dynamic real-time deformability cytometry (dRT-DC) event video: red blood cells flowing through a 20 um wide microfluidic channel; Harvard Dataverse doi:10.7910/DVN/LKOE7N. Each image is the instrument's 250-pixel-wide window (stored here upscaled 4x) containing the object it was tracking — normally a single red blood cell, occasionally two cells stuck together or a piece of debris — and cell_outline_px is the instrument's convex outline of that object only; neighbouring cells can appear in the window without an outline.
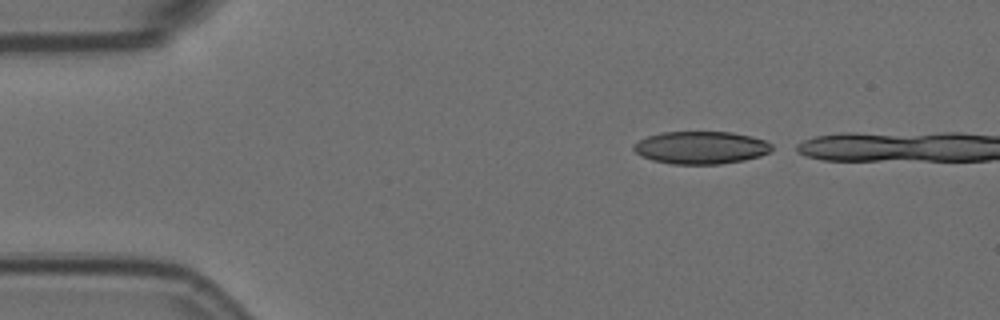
{"species": "Egyptian fruit bat (a non-hibernating species)", "species_latin": "Rousettus aegyptiacus", "temperature_condition": "room temperature", "stored_images_in_passage": 4, "camera_frame_rate_fps": 3000, "um_per_image_px": 0.085, "animal": {"sex": "female"}, "frame": {"image": 1, "passage_image": 1, "time_ms": 0.0, "image_size_px": [1000, 320], "cell_outline_px": [[772, 152], [760, 156], [744, 160], [720, 164], [672, 164], [652, 160], [636, 152], [632, 148], [632, 144], [648, 136], [660, 132], [732, 132], [752, 136], [764, 140], [772, 144]], "centroid_in_image_um": [59.6, 12.54], "position_along_channel_um": 25.4, "area_um2": 26.36}}